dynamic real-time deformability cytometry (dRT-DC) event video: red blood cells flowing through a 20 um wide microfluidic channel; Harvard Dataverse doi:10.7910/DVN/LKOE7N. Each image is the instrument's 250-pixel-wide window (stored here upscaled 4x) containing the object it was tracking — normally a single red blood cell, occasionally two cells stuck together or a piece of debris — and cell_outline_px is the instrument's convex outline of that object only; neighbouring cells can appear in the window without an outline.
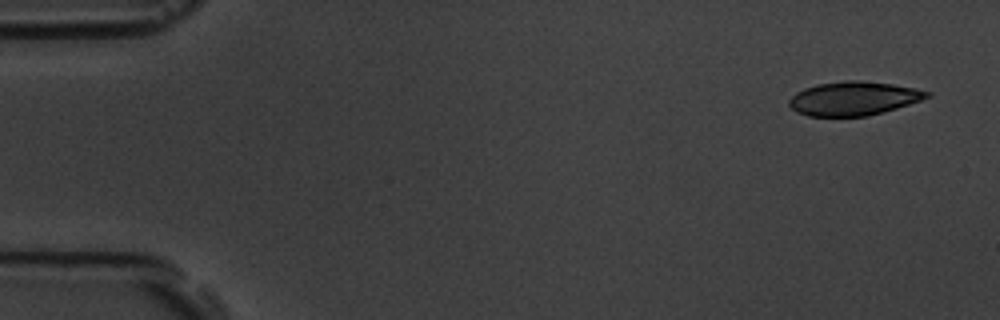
{"species": "common noctule bat (a hibernating species)", "species_latin": "Nyctalus noctula", "temperature_condition": "room temperature", "stored_images_in_passage": 4, "camera_frame_rate_fps": 3000, "um_per_image_px": 0.085, "animal": {"sex": "male", "body_mass_g": 19.5, "forearm_length_mm": 54.6}, "frame": {"image": 1, "passage_image": 1, "time_ms": 0.0, "image_size_px": [1000, 320], "cell_outline_px": [[932, 96], [896, 108], [868, 116], [808, 116], [796, 112], [788, 104], [788, 100], [796, 92], [804, 88], [816, 84], [848, 80], [860, 80], [892, 84], [916, 88], [932, 92]], "centroid_in_image_um": [72.55, 8.36], "position_along_channel_um": 12.5, "area_um2": 27.22}}
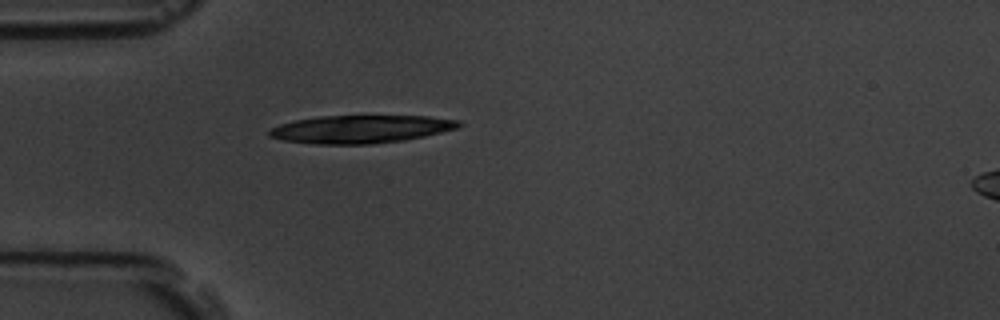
{"frame": {"image": 2, "passage_image": 4, "time_ms": 4.333, "image_size_px": [1000, 320], "cell_outline_px": [[464, 124], [456, 128], [424, 136], [404, 140], [372, 144], [312, 144], [284, 140], [268, 136], [268, 132], [272, 128], [280, 124], [296, 120], [320, 116], [428, 116], [460, 120]], "centroid_in_image_um": [30.67, 10.98], "position_along_channel_um": 54.3, "area_um2": 30.75}}